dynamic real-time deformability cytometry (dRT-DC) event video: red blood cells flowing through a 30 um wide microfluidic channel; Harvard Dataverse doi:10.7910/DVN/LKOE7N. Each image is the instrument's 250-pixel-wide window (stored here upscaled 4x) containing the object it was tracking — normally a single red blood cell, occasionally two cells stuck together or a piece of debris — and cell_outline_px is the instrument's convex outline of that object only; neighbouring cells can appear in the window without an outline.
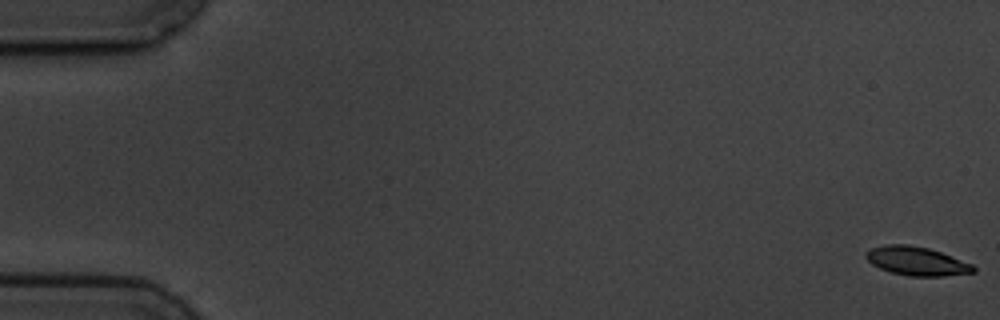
{"species": "common noctule bat (a hibernating species)", "species_latin": "Nyctalus noctula", "temperature_condition": "cold", "stored_images_in_passage": 8, "camera_frame_rate_fps": 3000, "um_per_image_px": 0.085, "animal": {"sex": "male", "body_mass_g": 19.5, "forearm_length_mm": 54.6}, "frame": {"image": 1, "passage_image": 1, "time_ms": 0.0, "image_size_px": [1000, 320], "cell_outline_px": [[976, 272], [944, 276], [908, 276], [892, 272], [880, 268], [872, 264], [864, 256], [872, 248], [884, 244], [908, 244], [928, 248], [940, 252], [972, 264], [976, 268]], "centroid_in_image_um": [77.92, 22.19], "position_along_channel_um": 7.1, "area_um2": 17.86}}
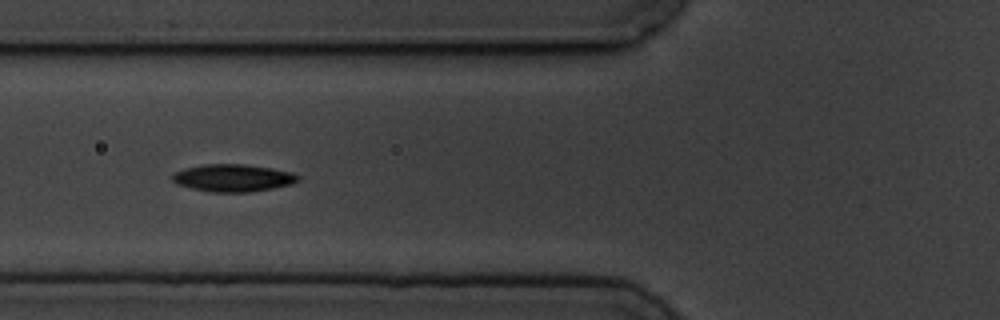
{"frame": {"image": 2, "passage_image": 7, "time_ms": 7.0, "image_size_px": [1000, 320], "cell_outline_px": [[300, 180], [292, 184], [272, 188], [248, 192], [208, 192], [176, 184], [172, 180], [172, 176], [176, 172], [184, 168], [200, 164], [244, 164], [272, 168], [292, 172], [300, 176]], "centroid_in_image_um": [19.81, 15.12], "position_along_channel_um": 106.0, "area_um2": 20.17}}
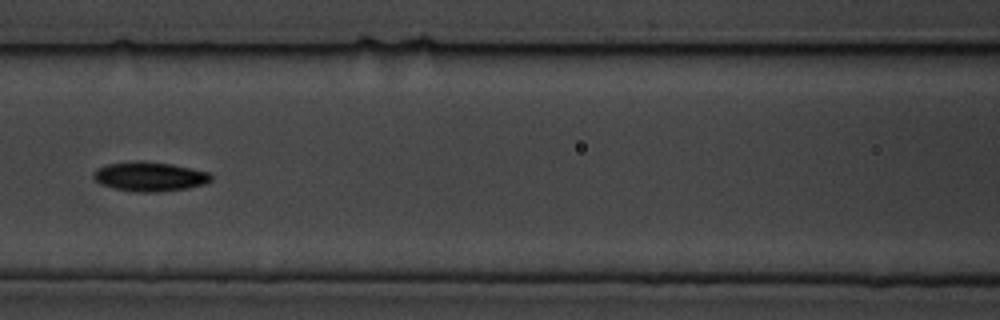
{"frame": {"image": 3, "passage_image": 8, "time_ms": 8.333, "image_size_px": [1000, 320], "cell_outline_px": [[212, 180], [204, 184], [188, 188], [160, 192], [136, 192], [112, 188], [100, 184], [92, 176], [92, 172], [96, 168], [108, 164], [136, 160], [140, 160], [172, 164], [192, 168], [208, 172], [212, 176]], "centroid_in_image_um": [12.7, 15.0], "position_along_channel_um": 153.9, "area_um2": 20.4}}